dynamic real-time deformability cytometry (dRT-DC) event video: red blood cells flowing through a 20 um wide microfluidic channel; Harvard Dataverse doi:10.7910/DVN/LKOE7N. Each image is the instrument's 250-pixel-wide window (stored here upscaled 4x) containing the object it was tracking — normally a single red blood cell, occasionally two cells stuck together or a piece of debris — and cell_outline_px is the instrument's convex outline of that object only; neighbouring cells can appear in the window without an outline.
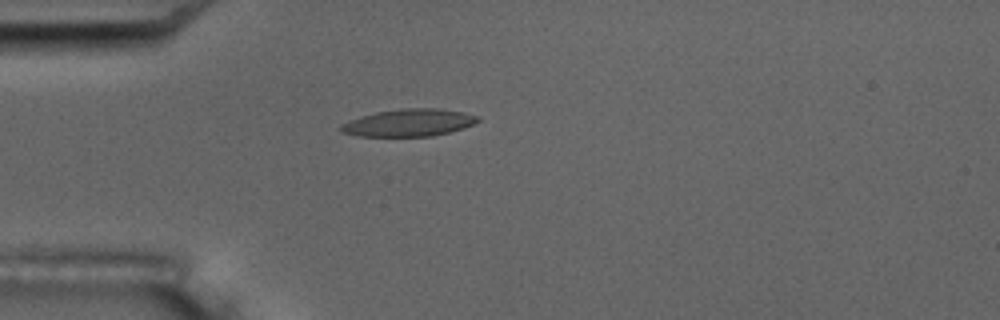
{"species": "common noctule bat (a hibernating species)", "species_latin": "Nyctalus noctula", "temperature_condition": "room temperature", "stored_images_in_passage": 5, "camera_frame_rate_fps": 3000, "um_per_image_px": 0.085, "animal": {"sex": "male", "body_mass_g": 17.5, "forearm_length_mm": 52.3}, "frame": {"image": 1, "passage_image": 4, "time_ms": 3.667, "image_size_px": [1000, 320], "cell_outline_px": [[480, 120], [464, 128], [432, 136], [360, 136], [340, 132], [340, 124], [348, 120], [360, 116], [376, 112], [404, 108], [440, 108], [464, 112], [480, 116]], "centroid_in_image_um": [34.75, 10.42], "position_along_channel_um": 50.3, "area_um2": 21.91}}